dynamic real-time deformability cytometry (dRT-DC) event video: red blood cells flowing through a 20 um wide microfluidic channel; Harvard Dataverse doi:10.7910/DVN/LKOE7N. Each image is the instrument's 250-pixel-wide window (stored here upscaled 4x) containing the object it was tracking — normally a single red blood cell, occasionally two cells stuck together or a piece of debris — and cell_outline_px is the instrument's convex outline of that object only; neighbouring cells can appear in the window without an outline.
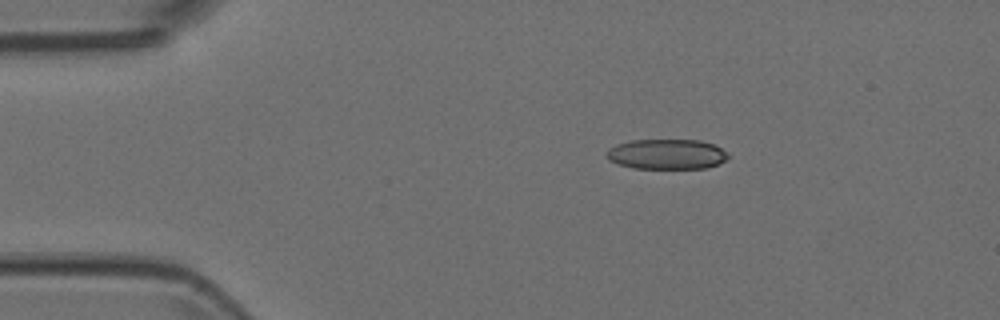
{"species": "Egyptian fruit bat (a non-hibernating species)", "species_latin": "Rousettus aegyptiacus", "temperature_condition": "room temperature", "stored_images_in_passage": 3, "camera_frame_rate_fps": 3000, "um_per_image_px": 0.085, "animal": {"sex": "female"}, "frame": {"image": 1, "passage_image": 2, "time_ms": 0.333, "image_size_px": [1000, 320], "cell_outline_px": [[728, 160], [720, 164], [708, 168], [632, 168], [608, 160], [608, 148], [616, 144], [632, 140], [700, 140], [716, 144], [728, 152]], "centroid_in_image_um": [56.74, 13.1], "position_along_channel_um": 28.3, "area_um2": 21.56}}